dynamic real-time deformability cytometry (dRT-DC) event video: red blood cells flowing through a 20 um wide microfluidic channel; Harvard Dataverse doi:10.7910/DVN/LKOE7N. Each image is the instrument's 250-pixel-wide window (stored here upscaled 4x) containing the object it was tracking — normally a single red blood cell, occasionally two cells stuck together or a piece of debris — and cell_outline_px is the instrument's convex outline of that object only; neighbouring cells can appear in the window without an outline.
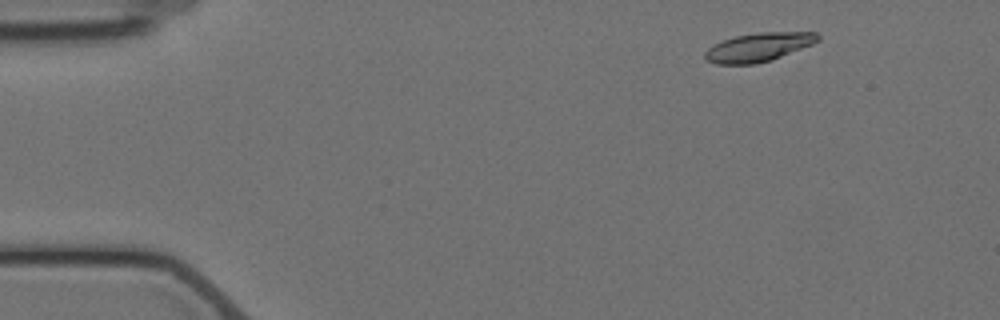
{"species": "Egyptian fruit bat (a non-hibernating species)", "species_latin": "Rousettus aegyptiacus", "temperature_condition": "cold", "stored_images_in_passage": 4, "camera_frame_rate_fps": 3000, "um_per_image_px": 0.085, "animal": {"sex": "female"}, "frame": {"image": 1, "passage_image": 1, "time_ms": 0.0, "image_size_px": [1000, 320], "cell_outline_px": [[820, 40], [812, 44], [772, 60], [756, 64], [716, 64], [708, 60], [704, 56], [704, 52], [708, 48], [724, 40], [736, 36], [760, 32], [816, 32], [820, 36]], "centroid_in_image_um": [64.5, 4.01], "position_along_channel_um": 20.5, "area_um2": 18.73}}